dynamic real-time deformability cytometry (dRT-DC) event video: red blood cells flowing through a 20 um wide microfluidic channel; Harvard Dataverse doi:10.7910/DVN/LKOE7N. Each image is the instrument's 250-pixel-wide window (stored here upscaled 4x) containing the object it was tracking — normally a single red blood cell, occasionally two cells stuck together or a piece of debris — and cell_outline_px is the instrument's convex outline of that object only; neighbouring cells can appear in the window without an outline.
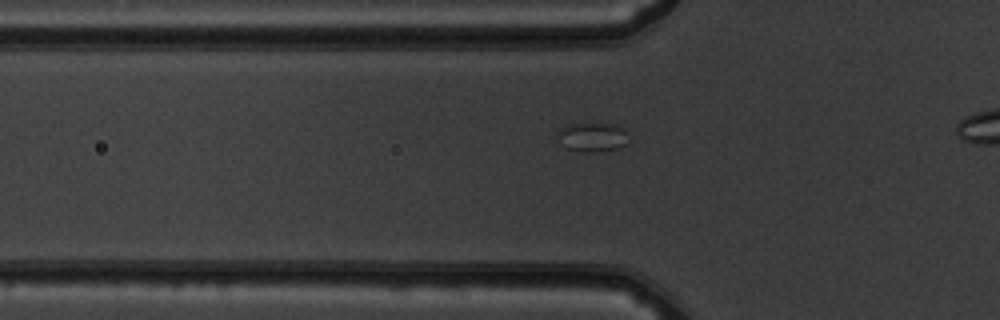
{"species": "common noctule bat (a hibernating species)", "species_latin": "Nyctalus noctula", "temperature_condition": "warm", "stored_images_in_passage": 37, "camera_frame_rate_fps": 3000, "um_per_image_px": 0.085, "animal": {"sex": "male", "body_mass_g": 19.5, "forearm_length_mm": 54.6}, "frame": {"image": 1, "passage_image": 12, "time_ms": 3.667, "image_size_px": [1000, 320], "cell_outline_px": [[628, 144], [620, 148], [592, 152], [584, 152], [564, 148], [560, 144], [560, 128], [568, 124], [612, 124], [620, 128], [624, 132]], "centroid_in_image_um": [50.33, 11.68], "position_along_channel_um": 75.5, "area_um2": 11.73}}
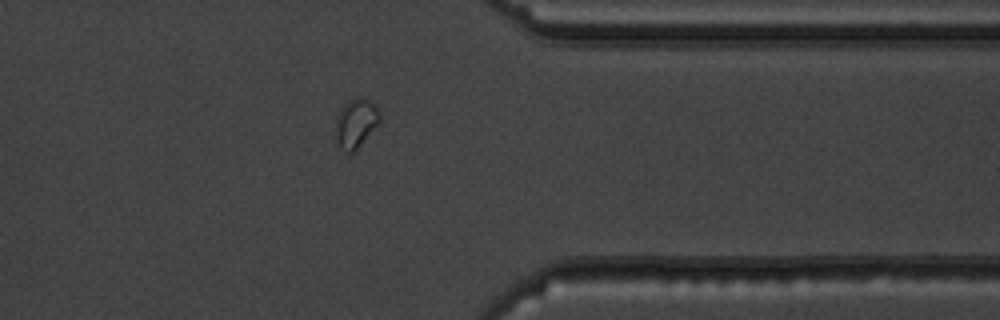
{"frame": {"image": 2, "passage_image": 36, "time_ms": 11.667, "image_size_px": [1000, 320], "cell_outline_px": [[380, 120], [356, 148], [352, 152], [348, 152], [340, 148], [336, 136], [336, 120], [340, 108], [348, 100], [368, 100], [376, 108], [380, 116]], "centroid_in_image_um": [30.2, 10.48], "position_along_channel_um": 381.2, "area_um2": 11.73}}